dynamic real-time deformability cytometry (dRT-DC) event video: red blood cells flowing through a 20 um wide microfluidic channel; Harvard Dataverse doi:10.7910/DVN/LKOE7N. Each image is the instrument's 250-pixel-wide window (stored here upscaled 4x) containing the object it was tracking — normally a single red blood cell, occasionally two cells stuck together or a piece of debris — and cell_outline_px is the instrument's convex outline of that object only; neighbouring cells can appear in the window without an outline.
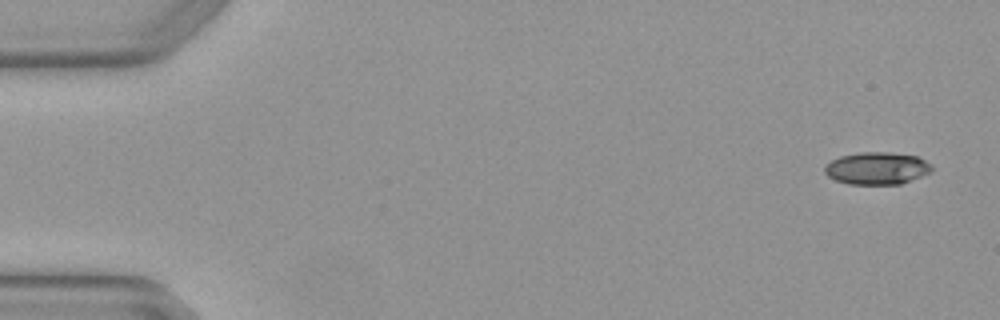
{"species": "Egyptian fruit bat (a non-hibernating species)", "species_latin": "Rousettus aegyptiacus", "temperature_condition": "warm", "stored_images_in_passage": 4, "camera_frame_rate_fps": 3000, "um_per_image_px": 0.085, "animal": {"sex": "female"}, "frame": {"image": 1, "passage_image": 1, "time_ms": 0.0, "image_size_px": [1000, 320], "cell_outline_px": [[932, 172], [900, 184], [848, 184], [836, 180], [828, 176], [824, 172], [824, 168], [832, 160], [840, 156], [860, 152], [888, 152], [916, 156], [932, 164]], "centroid_in_image_um": [74.55, 14.3], "position_along_channel_um": 10.5, "area_um2": 20.11}}
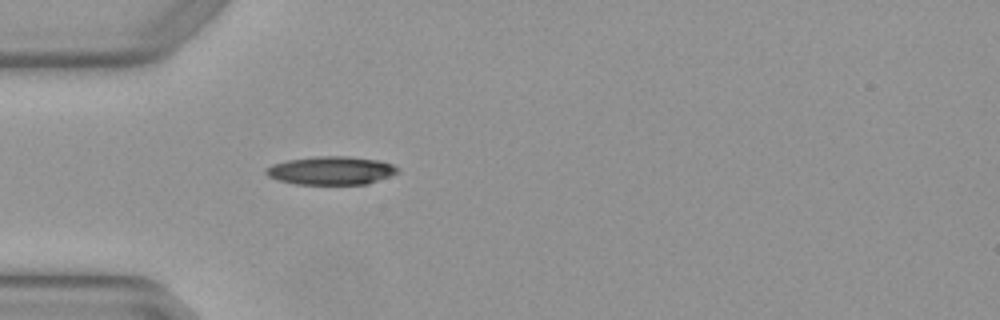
{"frame": {"image": 2, "passage_image": 4, "time_ms": 1.0, "image_size_px": [1000, 320], "cell_outline_px": [[400, 172], [368, 184], [296, 184], [276, 180], [268, 176], [264, 172], [264, 168], [272, 164], [288, 160], [320, 156], [348, 156], [376, 160], [392, 164], [400, 168]], "centroid_in_image_um": [28.13, 14.5], "position_along_channel_um": 56.9, "area_um2": 21.79}}